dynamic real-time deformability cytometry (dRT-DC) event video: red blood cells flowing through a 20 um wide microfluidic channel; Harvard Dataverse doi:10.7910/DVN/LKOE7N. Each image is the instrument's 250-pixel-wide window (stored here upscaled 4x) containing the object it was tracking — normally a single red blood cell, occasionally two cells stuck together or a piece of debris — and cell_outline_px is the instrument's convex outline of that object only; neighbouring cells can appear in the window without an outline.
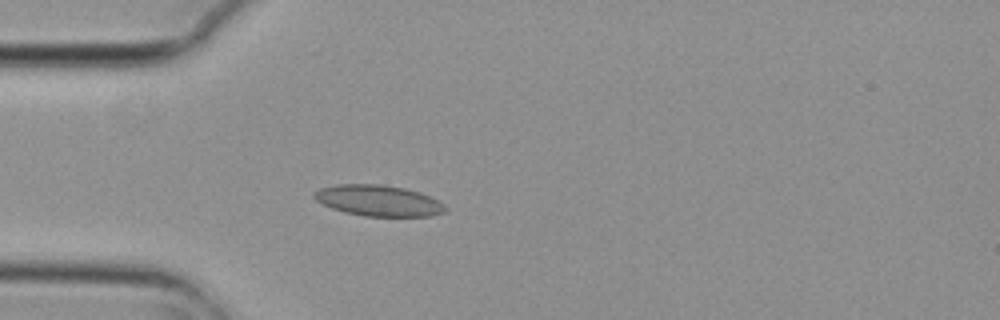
{"species": "common noctule bat (a hibernating species)", "species_latin": "Nyctalus noctula", "temperature_condition": "cold", "stored_images_in_passage": 4, "camera_frame_rate_fps": 3000, "um_per_image_px": 0.085, "animal": {"sex": "female", "body_mass_g": 29.2, "forearm_length_mm": 56.3}, "frame": {"image": 1, "passage_image": 4, "time_ms": 1.0, "image_size_px": [1000, 320], "cell_outline_px": [[448, 208], [444, 212], [432, 216], [364, 216], [344, 212], [332, 208], [316, 200], [312, 196], [312, 192], [320, 188], [336, 184], [380, 184], [404, 188], [420, 192], [440, 200]], "centroid_in_image_um": [32.18, 17.05], "position_along_channel_um": 52.8, "area_um2": 23.87}}